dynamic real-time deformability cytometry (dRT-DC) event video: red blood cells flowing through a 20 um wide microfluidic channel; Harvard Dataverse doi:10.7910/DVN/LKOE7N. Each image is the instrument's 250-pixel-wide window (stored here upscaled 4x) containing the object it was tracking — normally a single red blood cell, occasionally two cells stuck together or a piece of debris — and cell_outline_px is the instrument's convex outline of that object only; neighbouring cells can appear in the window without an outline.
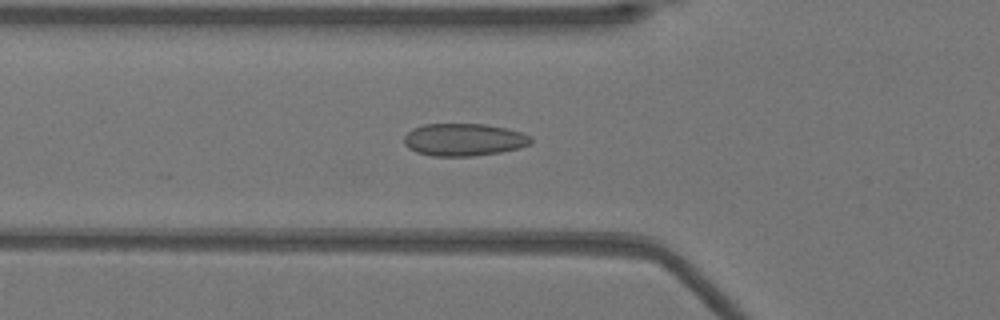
{"species": "Egyptian fruit bat (a non-hibernating species)", "species_latin": "Rousettus aegyptiacus", "temperature_condition": "warm", "stored_images_in_passage": 38, "camera_frame_rate_fps": 3000, "um_per_image_px": 0.085, "animal": {"sex": "female"}, "frame": {"image": 1, "passage_image": 4, "time_ms": 1.0, "image_size_px": [1000, 320], "cell_outline_px": [[532, 144], [520, 148], [500, 152], [472, 156], [432, 156], [416, 152], [408, 148], [404, 144], [404, 136], [412, 128], [424, 124], [484, 124], [504, 128], [520, 132], [532, 136]], "centroid_in_image_um": [39.42, 11.88], "position_along_channel_um": 86.4, "area_um2": 24.1}}
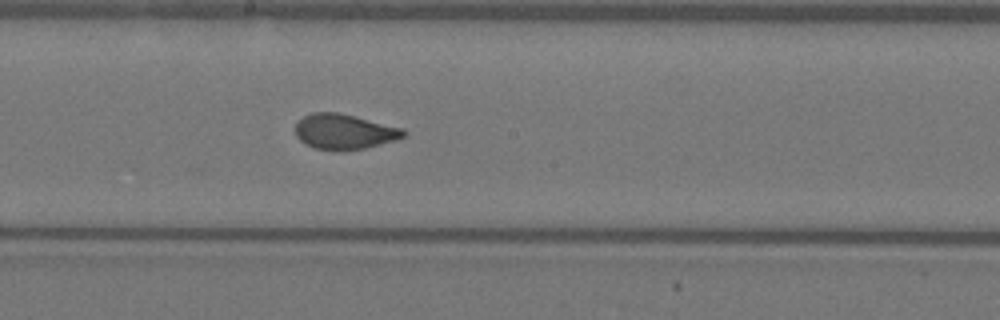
{"frame": {"image": 2, "passage_image": 14, "time_ms": 4.333, "image_size_px": [1000, 320], "cell_outline_px": [[408, 132], [404, 136], [396, 140], [364, 148], [316, 148], [304, 144], [296, 136], [296, 124], [304, 116], [312, 112], [336, 112], [404, 128]], "centroid_in_image_um": [29.28, 11.16], "position_along_channel_um": 218.9, "area_um2": 21.56}}
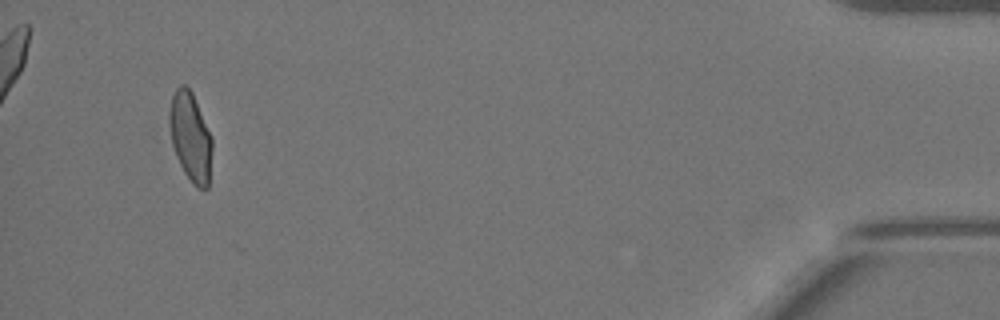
{"frame": {"image": 3, "passage_image": 35, "time_ms": 11.333, "image_size_px": [1000, 320], "cell_outline_px": [[212, 148], [208, 188], [196, 188], [192, 184], [184, 172], [176, 156], [172, 144], [168, 120], [168, 112], [172, 96], [176, 88], [180, 84], [184, 84], [192, 92], [212, 136]], "centroid_in_image_um": [16.18, 11.62], "position_along_channel_um": 419.0, "area_um2": 22.31}, "authors_computed_cell_mechanics": {"area_um2": 22.3686, "velocity_mm_per_s": 3.9455, "shape_relaxation_time_tau1_ms": null, "shape_relaxation_time_tau2_ms": 0.6247, "deformation_change_tau1": null, "deformation_change_tau2": 0.0587}}